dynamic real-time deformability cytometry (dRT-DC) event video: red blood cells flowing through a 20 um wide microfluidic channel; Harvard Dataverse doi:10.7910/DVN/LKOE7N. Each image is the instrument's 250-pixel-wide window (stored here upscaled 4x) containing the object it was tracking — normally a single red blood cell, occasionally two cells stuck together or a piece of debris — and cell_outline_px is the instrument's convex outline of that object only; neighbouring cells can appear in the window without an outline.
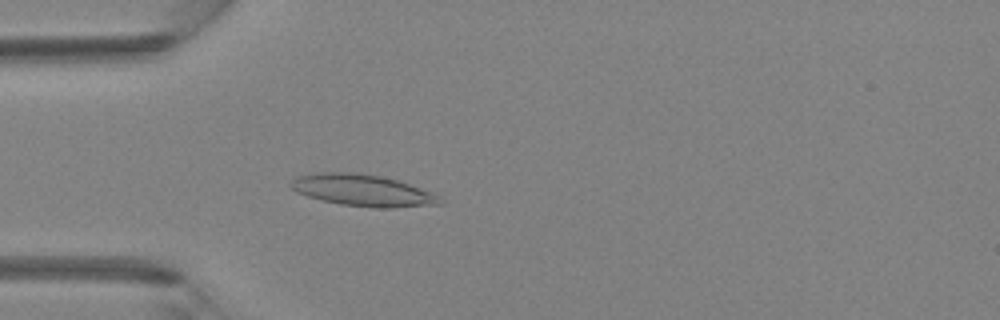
{"species": "Egyptian fruit bat (a non-hibernating species)", "species_latin": "Rousettus aegyptiacus", "temperature_condition": "room temperature", "stored_images_in_passage": 3, "camera_frame_rate_fps": 3000, "um_per_image_px": 0.085, "animal": {"sex": "female"}, "frame": {"image": 1, "passage_image": 3, "time_ms": 0.667, "image_size_px": [1000, 320], "cell_outline_px": [[444, 204], [392, 208], [376, 208], [340, 204], [320, 200], [296, 192], [288, 184], [296, 176], [316, 172], [352, 172], [380, 176], [396, 180], [432, 192], [440, 196], [444, 200]], "centroid_in_image_um": [30.83, 16.19], "position_along_channel_um": 54.2, "area_um2": 27.69}}